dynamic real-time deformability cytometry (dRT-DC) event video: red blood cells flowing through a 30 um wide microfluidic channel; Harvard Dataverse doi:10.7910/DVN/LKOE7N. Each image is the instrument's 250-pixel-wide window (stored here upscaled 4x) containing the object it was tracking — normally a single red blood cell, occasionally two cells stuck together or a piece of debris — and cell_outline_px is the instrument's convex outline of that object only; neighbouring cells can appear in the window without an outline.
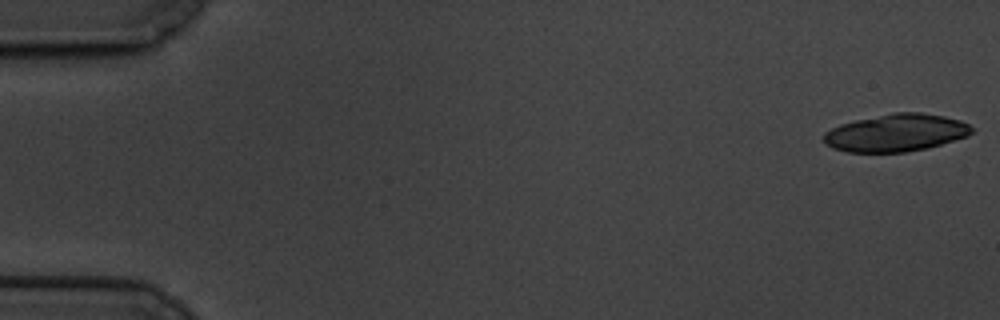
{"species": "common noctule bat (a hibernating species)", "species_latin": "Nyctalus noctula", "temperature_condition": "cold", "stored_images_in_passage": 60, "camera_frame_rate_fps": 3000, "um_per_image_px": 0.085, "animal": {"sex": "male", "body_mass_g": 19.5, "forearm_length_mm": 54.6}, "frame": {"image": 1, "passage_image": 1, "time_ms": 0.0, "image_size_px": [1000, 320], "cell_outline_px": [[972, 132], [968, 136], [928, 148], [904, 152], [848, 152], [832, 148], [824, 144], [824, 132], [840, 124], [856, 120], [892, 112], [920, 112], [944, 116], [960, 120], [968, 124], [972, 128]], "centroid_in_image_um": [76.15, 11.29], "position_along_channel_um": 8.8, "area_um2": 32.37}}